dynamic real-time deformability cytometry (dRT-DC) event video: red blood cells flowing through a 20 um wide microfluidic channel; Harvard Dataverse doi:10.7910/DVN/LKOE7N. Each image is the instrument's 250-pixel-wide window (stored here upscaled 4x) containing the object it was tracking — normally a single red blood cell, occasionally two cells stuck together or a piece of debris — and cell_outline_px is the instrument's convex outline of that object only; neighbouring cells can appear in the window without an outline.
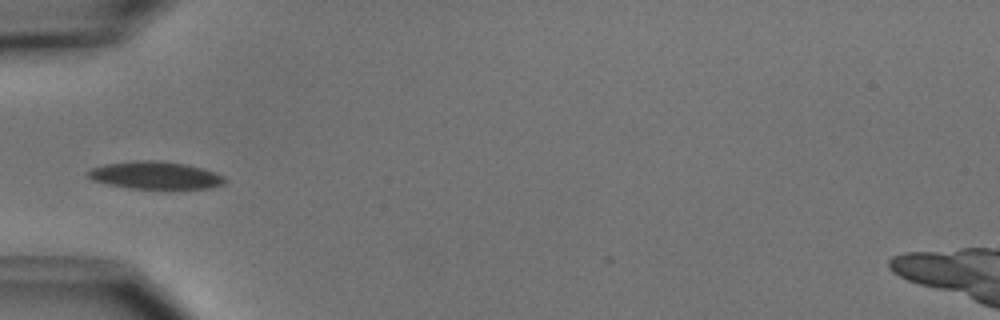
{"species": "common noctule bat (a hibernating species)", "species_latin": "Nyctalus noctula", "temperature_condition": "cold", "stored_images_in_passage": 25, "camera_frame_rate_fps": 3000, "um_per_image_px": 0.085, "animal": {"sex": "male", "body_mass_g": 15.6}, "frame": {"image": 1, "passage_image": 1, "time_ms": 0.0, "image_size_px": [1000, 320], "cell_outline_px": [[228, 180], [224, 184], [208, 188], [128, 188], [108, 184], [92, 180], [84, 172], [92, 168], [104, 164], [132, 160], [160, 160], [184, 164], [200, 168], [224, 176]], "centroid_in_image_um": [13.15, 14.89], "position_along_channel_um": 71.9, "area_um2": 21.91}}
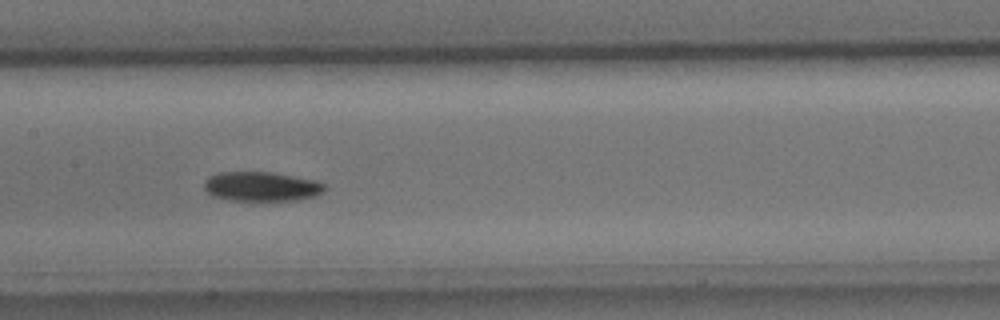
{"frame": {"image": 2, "passage_image": 10, "time_ms": 3.0, "image_size_px": [1000, 320], "cell_outline_px": [[324, 192], [316, 196], [300, 200], [228, 200], [216, 196], [208, 192], [204, 188], [204, 180], [208, 176], [216, 172], [272, 172], [320, 180], [324, 184]], "centroid_in_image_um": [22.26, 15.84], "position_along_channel_um": 185.1, "area_um2": 20.92}}
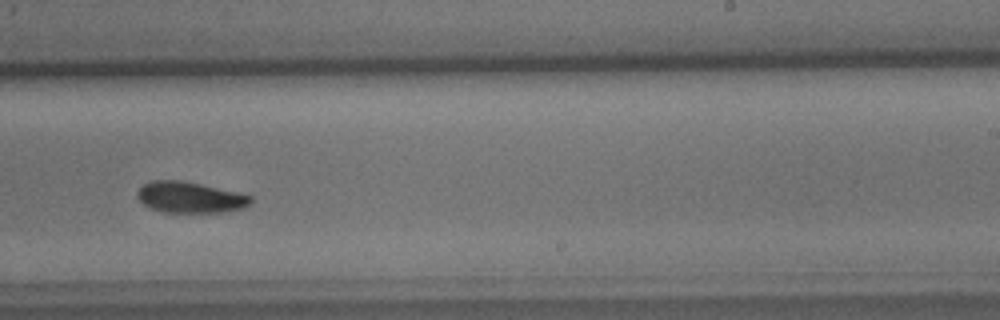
{"frame": {"image": 3, "passage_image": 17, "time_ms": 5.333, "image_size_px": [1000, 320], "cell_outline_px": [[252, 200], [244, 208], [224, 212], [164, 212], [152, 208], [144, 204], [136, 196], [136, 192], [144, 184], [152, 180], [180, 180], [200, 184], [236, 192], [252, 196]], "centroid_in_image_um": [16.14, 16.77], "position_along_channel_um": 272.9, "area_um2": 20.29}, "authors_computed_cell_mechanics": {"area_um2": 21.5594, "velocity_mm_per_s": 3.7739, "shape_relaxation_time_tau1_ms": 2.3443, "shape_relaxation_time_tau2_ms": null, "deformation_change_tau1": 0.0888, "deformation_change_tau2": null}}